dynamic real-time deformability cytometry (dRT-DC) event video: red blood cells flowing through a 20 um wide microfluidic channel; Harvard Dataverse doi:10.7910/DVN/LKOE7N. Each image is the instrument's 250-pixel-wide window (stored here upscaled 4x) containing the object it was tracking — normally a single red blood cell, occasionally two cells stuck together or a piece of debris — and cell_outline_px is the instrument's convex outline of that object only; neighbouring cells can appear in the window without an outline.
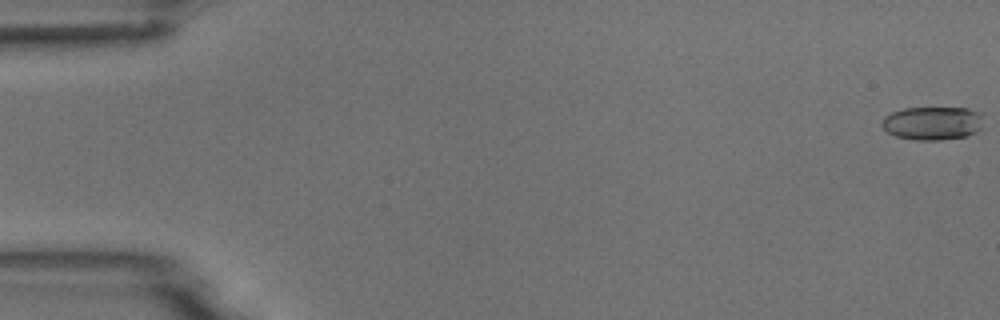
{"species": "common noctule bat (a hibernating species)", "species_latin": "Nyctalus noctula", "temperature_condition": "room temperature", "stored_images_in_passage": 4, "camera_frame_rate_fps": 3000, "um_per_image_px": 0.085, "animal": {"sex": "male", "body_mass_g": 18.8}, "frame": {"image": 1, "passage_image": 1, "time_ms": 0.0, "image_size_px": [1000, 320], "cell_outline_px": [[984, 128], [968, 136], [940, 140], [916, 140], [896, 136], [888, 132], [880, 124], [884, 116], [892, 112], [904, 108], [968, 108], [980, 112]], "centroid_in_image_um": [79.29, 10.47], "position_along_channel_um": 5.7, "area_um2": 20.0}}